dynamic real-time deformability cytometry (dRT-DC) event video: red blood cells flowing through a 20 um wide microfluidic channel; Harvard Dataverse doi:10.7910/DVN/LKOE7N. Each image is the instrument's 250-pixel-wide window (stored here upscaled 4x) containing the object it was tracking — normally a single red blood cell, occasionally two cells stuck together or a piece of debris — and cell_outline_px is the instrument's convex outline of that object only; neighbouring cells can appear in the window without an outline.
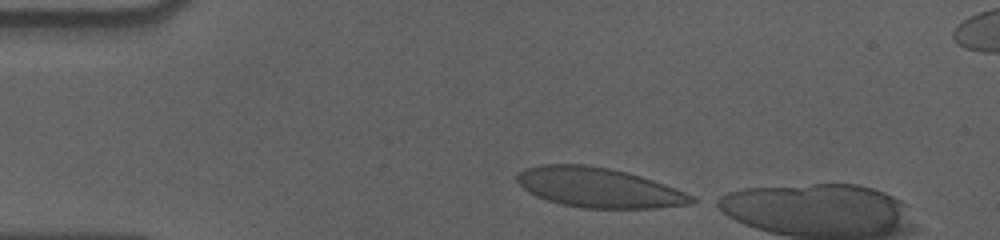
{"species": "human", "species_latin": "Homo sapiens", "temperature_condition": "cold", "stored_images_in_passage": 5, "camera_frame_rate_fps": 3000, "um_per_image_px": 0.085, "donor": {"sex": "male"}, "frame": {"image": 1, "passage_image": 1, "time_ms": 0.0, "image_size_px": [1000, 240], "cell_outline_px": [[700, 200], [692, 204], [656, 208], [580, 208], [560, 204], [536, 196], [528, 192], [516, 180], [516, 176], [524, 168], [544, 164], [584, 164], [608, 168], [628, 172], [676, 188]], "centroid_in_image_um": [50.9, 15.95], "position_along_channel_um": 34.1, "area_um2": 40.52}}